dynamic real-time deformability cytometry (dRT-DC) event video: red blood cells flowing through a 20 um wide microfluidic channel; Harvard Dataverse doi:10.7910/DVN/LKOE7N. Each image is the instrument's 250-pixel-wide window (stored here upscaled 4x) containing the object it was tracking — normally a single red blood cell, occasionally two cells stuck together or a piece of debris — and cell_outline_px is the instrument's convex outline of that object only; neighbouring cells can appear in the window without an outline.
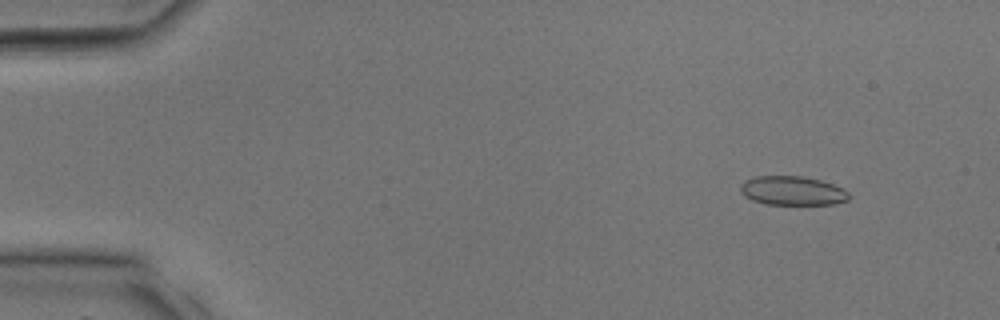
{"species": "common noctule bat (a hibernating species)", "species_latin": "Nyctalus noctula", "temperature_condition": "room temperature", "stored_images_in_passage": 10, "camera_frame_rate_fps": 3000, "um_per_image_px": 0.085, "animal": {"sex": "male", "body_mass_g": 17.9, "forearm_length_mm": 54.2}, "frame": {"image": 1, "passage_image": 4, "time_ms": 1.0, "image_size_px": [1000, 320], "cell_outline_px": [[852, 196], [848, 200], [836, 204], [764, 204], [752, 200], [740, 192], [740, 184], [744, 180], [756, 176], [800, 176], [820, 180], [844, 188]], "centroid_in_image_um": [67.37, 16.21], "position_along_channel_um": 17.6, "area_um2": 18.5}}